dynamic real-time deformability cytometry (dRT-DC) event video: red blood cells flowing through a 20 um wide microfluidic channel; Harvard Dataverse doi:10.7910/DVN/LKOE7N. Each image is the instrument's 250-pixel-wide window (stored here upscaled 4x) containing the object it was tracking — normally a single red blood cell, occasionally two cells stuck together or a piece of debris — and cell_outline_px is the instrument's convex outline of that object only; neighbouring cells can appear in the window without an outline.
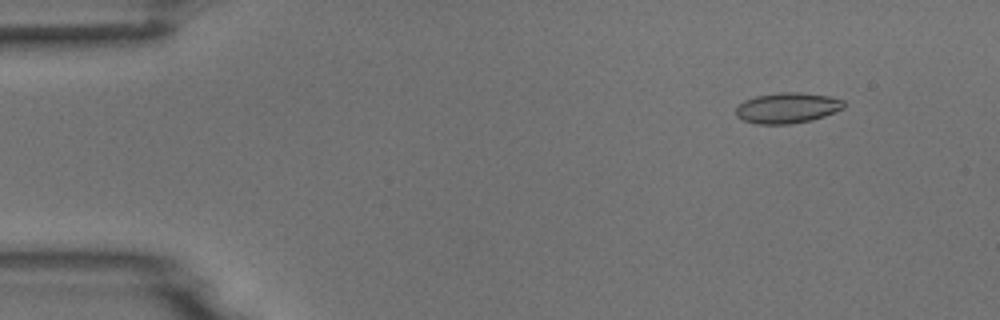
{"species": "common noctule bat (a hibernating species)", "species_latin": "Nyctalus noctula", "temperature_condition": "room temperature", "stored_images_in_passage": 4, "camera_frame_rate_fps": 3000, "um_per_image_px": 0.085, "animal": {"sex": "male", "body_mass_g": 18.8}, "frame": {"image": 1, "passage_image": 2, "time_ms": 1.0, "image_size_px": [1000, 320], "cell_outline_px": [[844, 108], [824, 116], [812, 120], [788, 124], [756, 124], [744, 120], [736, 116], [736, 108], [744, 100], [756, 96], [780, 92], [800, 92], [828, 96], [844, 100]], "centroid_in_image_um": [66.92, 9.17], "position_along_channel_um": 18.1, "area_um2": 19.19}}